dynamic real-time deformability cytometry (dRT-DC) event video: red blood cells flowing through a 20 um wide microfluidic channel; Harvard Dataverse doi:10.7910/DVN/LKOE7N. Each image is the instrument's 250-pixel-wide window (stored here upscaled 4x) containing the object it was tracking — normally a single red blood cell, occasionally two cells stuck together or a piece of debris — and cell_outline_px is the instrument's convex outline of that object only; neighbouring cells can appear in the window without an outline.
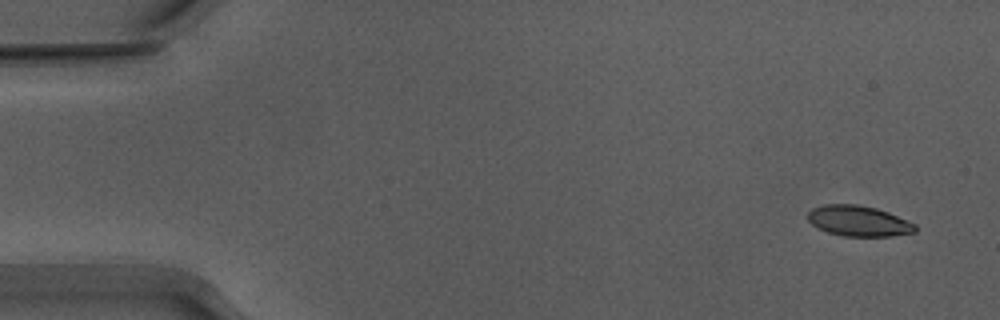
{"species": "Egyptian fruit bat (a non-hibernating species)", "species_latin": "Rousettus aegyptiacus", "temperature_condition": "warm", "stored_images_in_passage": 51, "camera_frame_rate_fps": 3000, "um_per_image_px": 0.085, "animal": {"sex": "male"}, "frame": {"image": 1, "passage_image": 1, "time_ms": 0.0, "image_size_px": [1000, 320], "cell_outline_px": [[916, 232], [892, 236], [844, 236], [828, 232], [812, 224], [808, 220], [808, 212], [812, 208], [824, 204], [856, 204], [876, 208], [888, 212], [916, 224]], "centroid_in_image_um": [72.99, 18.78], "position_along_channel_um": 12.0, "area_um2": 19.07}}
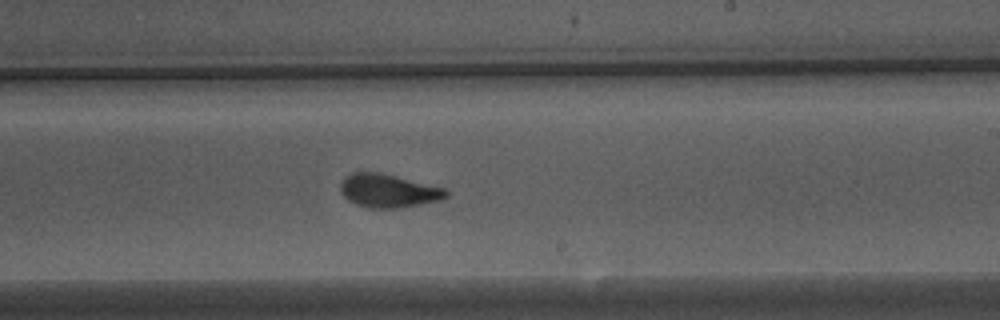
{"frame": {"image": 2, "passage_image": 30, "time_ms": 9.667, "image_size_px": [1000, 320], "cell_outline_px": [[448, 196], [444, 200], [404, 208], [368, 208], [356, 204], [348, 200], [340, 192], [340, 184], [352, 172], [376, 172], [444, 188], [448, 192]], "centroid_in_image_um": [33.03, 16.25], "position_along_channel_um": 256.0, "area_um2": 20.46}}
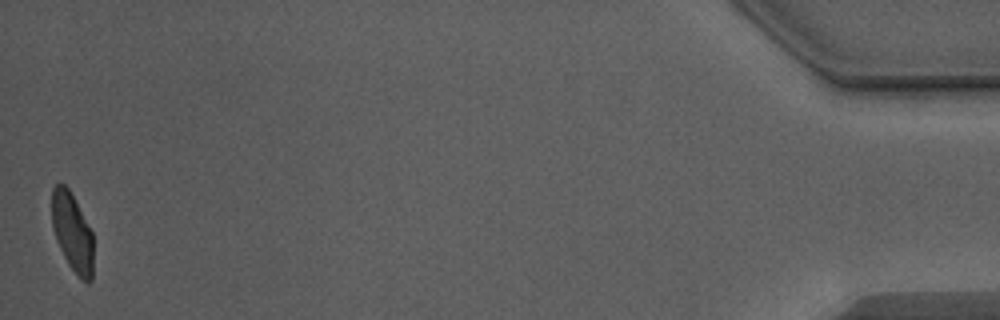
{"frame": {"image": 3, "passage_image": 51, "time_ms": 16.667, "image_size_px": [1000, 320], "cell_outline_px": [[92, 280], [88, 284], [68, 264], [56, 240], [52, 224], [52, 188], [56, 184], [64, 184], [68, 188], [92, 232]], "centroid_in_image_um": [6.13, 19.73], "position_along_channel_um": 429.1, "area_um2": 18.5}, "authors_computed_cell_mechanics": {"area_um2": 20.4612, "velocity_mm_per_s": 3.8813, "shape_relaxation_time_tau1_ms": 3.444, "shape_relaxation_time_tau2_ms": 1.3036, "deformation_change_tau1": 0.1538, "deformation_change_tau2": 0.0789}}